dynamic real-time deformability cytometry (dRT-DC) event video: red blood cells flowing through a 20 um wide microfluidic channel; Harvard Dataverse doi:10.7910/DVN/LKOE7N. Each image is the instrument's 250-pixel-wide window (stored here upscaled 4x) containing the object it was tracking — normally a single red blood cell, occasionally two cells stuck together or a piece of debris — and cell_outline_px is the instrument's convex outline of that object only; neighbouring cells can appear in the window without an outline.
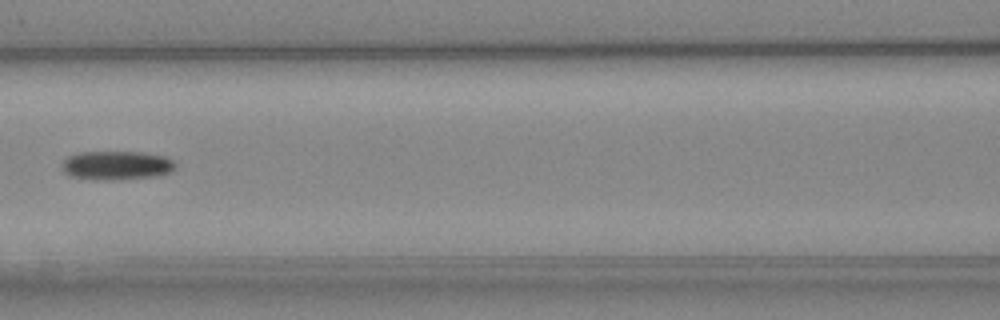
{"species": "Egyptian fruit bat (a non-hibernating species)", "species_latin": "Rousettus aegyptiacus", "temperature_condition": "cold", "stored_images_in_passage": 5, "camera_frame_rate_fps": 3000, "um_per_image_px": 0.085, "animal": {"sex": "female"}, "frame": {"image": 1, "passage_image": 5, "time_ms": 4.667, "image_size_px": [1000, 320], "cell_outline_px": [[176, 168], [168, 172], [156, 176], [112, 180], [108, 180], [68, 176], [64, 172], [60, 164], [68, 156], [80, 152], [140, 152], [164, 156], [172, 160], [176, 164]], "centroid_in_image_um": [9.88, 14.05], "position_along_channel_um": 156.7, "area_um2": 19.02}}